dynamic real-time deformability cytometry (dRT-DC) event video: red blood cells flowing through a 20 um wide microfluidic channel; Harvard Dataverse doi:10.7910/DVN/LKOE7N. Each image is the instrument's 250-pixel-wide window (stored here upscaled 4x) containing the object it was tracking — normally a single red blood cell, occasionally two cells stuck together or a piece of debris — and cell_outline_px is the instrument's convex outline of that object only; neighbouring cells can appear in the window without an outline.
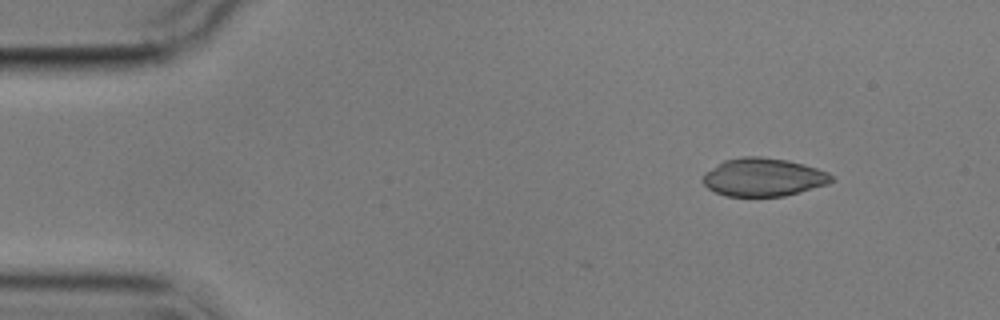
{"species": "common noctule bat (a hibernating species)", "species_latin": "Nyctalus noctula", "temperature_condition": "cold", "stored_images_in_passage": 6, "camera_frame_rate_fps": 3000, "um_per_image_px": 0.085, "animal": {"sex": "male", "body_mass_g": 17.9}, "frame": {"image": 1, "passage_image": 1, "time_ms": 0.0, "image_size_px": [1000, 320], "cell_outline_px": [[832, 180], [828, 184], [800, 192], [784, 196], [728, 196], [716, 192], [708, 188], [704, 184], [704, 176], [708, 172], [724, 160], [740, 156], [760, 156], [788, 160], [804, 164], [828, 172], [832, 176]], "centroid_in_image_um": [64.92, 15.06], "position_along_channel_um": 20.1, "area_um2": 28.32}}
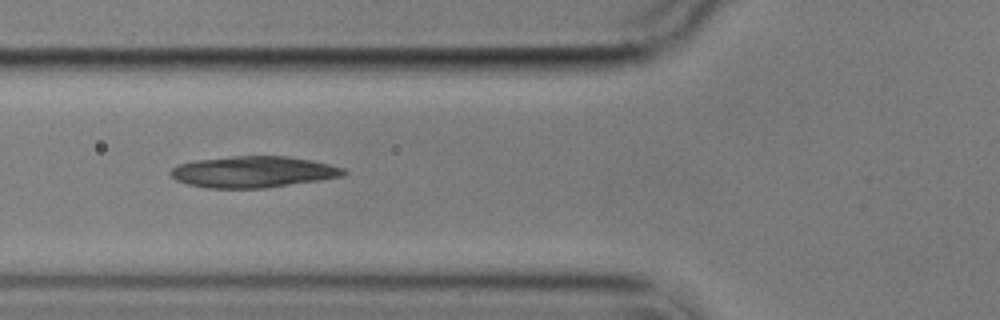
{"frame": {"image": 2, "passage_image": 5, "time_ms": 4.667, "image_size_px": [1000, 320], "cell_outline_px": [[348, 172], [344, 176], [320, 180], [264, 188], [208, 188], [188, 184], [176, 180], [168, 172], [172, 168], [180, 164], [192, 160], [232, 156], [288, 156], [312, 160], [344, 168]], "centroid_in_image_um": [21.52, 14.6], "position_along_channel_um": 104.3, "area_um2": 31.67}}
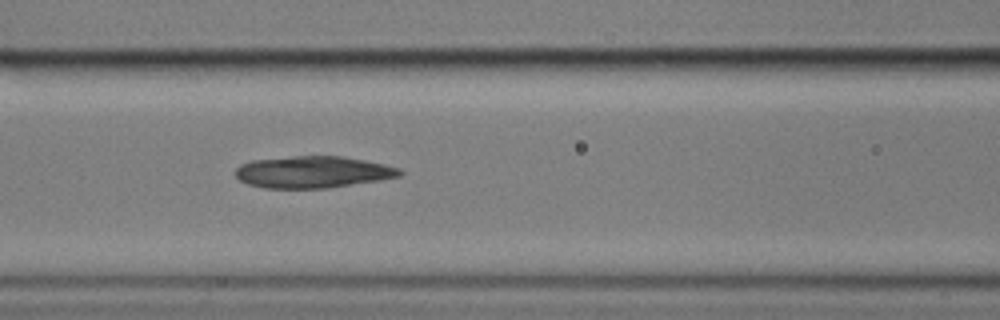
{"frame": {"image": 3, "passage_image": 6, "time_ms": 5.667, "image_size_px": [1000, 320], "cell_outline_px": [[404, 172], [400, 176], [380, 180], [328, 188], [264, 188], [248, 184], [240, 180], [236, 176], [236, 168], [240, 164], [252, 160], [292, 156], [340, 156], [364, 160], [384, 164], [400, 168]], "centroid_in_image_um": [26.59, 14.62], "position_along_channel_um": 140.0, "area_um2": 30.46}}